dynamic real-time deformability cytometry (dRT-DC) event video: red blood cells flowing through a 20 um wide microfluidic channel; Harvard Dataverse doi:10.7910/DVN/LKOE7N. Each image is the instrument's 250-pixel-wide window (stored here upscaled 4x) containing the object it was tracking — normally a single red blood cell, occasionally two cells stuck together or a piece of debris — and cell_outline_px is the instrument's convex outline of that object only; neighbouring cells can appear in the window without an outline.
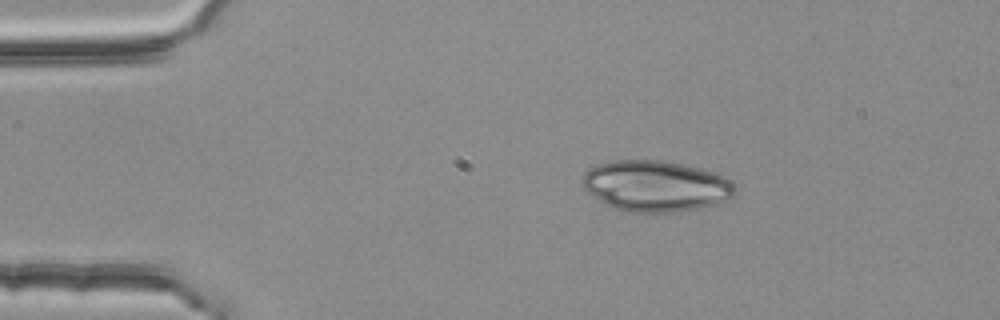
{"species": "common noctule bat (a hibernating species)", "species_latin": "Nyctalus noctula", "temperature_condition": "room temperature", "stored_images_in_passage": 4, "camera_frame_rate_fps": 3000, "um_per_image_px": 0.085, "animal": {"sex": "female", "body_mass_g": 25.1}, "frame": {"image": 1, "passage_image": 1, "time_ms": 0.0, "image_size_px": [1000, 320], "cell_outline_px": [[736, 192], [732, 196], [716, 204], [700, 208], [680, 212], [628, 212], [604, 204], [588, 192], [584, 188], [580, 180], [584, 172], [596, 164], [612, 160], [660, 160], [684, 164], [700, 168], [724, 176], [736, 188]], "centroid_in_image_um": [55.7, 15.81], "position_along_channel_um": 29.3, "area_um2": 45.55}}
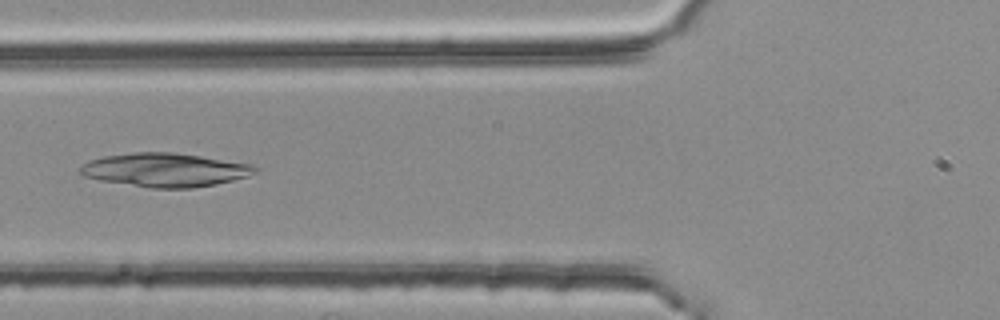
{"frame": {"image": 2, "passage_image": 4, "time_ms": 1.0, "image_size_px": [1000, 320], "cell_outline_px": [[256, 172], [248, 176], [216, 184], [192, 188], [152, 188], [100, 180], [84, 176], [80, 172], [80, 168], [88, 160], [104, 156], [132, 152], [172, 152], [200, 156], [252, 164], [256, 168]], "centroid_in_image_um": [14.02, 14.44], "position_along_channel_um": 111.8, "area_um2": 34.1}}